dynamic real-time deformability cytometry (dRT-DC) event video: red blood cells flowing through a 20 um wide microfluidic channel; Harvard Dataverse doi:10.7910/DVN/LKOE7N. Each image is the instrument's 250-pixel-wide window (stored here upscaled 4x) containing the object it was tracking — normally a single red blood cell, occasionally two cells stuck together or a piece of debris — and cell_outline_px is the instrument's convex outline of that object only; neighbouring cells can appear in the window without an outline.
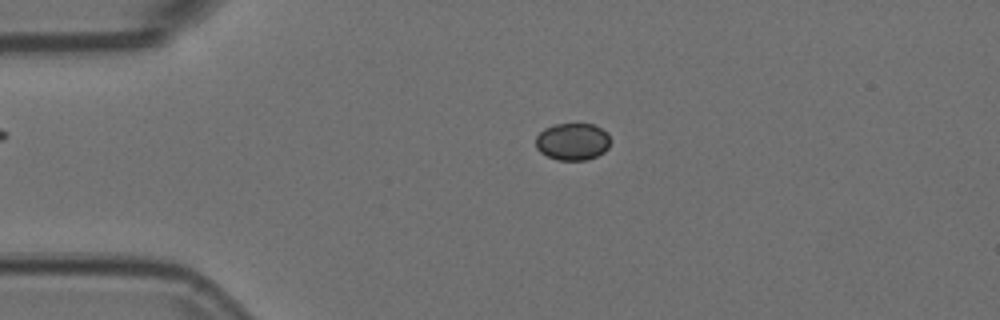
{"species": "Egyptian fruit bat (a non-hibernating species)", "species_latin": "Rousettus aegyptiacus", "temperature_condition": "room temperature", "stored_images_in_passage": 55, "camera_frame_rate_fps": 3000, "um_per_image_px": 0.085, "animal": {"sex": "female"}, "frame": {"image": 1, "passage_image": 12, "time_ms": 3.667, "image_size_px": [1000, 320], "cell_outline_px": [[608, 148], [604, 152], [588, 160], [556, 160], [540, 152], [536, 148], [536, 136], [544, 128], [552, 124], [592, 124], [608, 132]], "centroid_in_image_um": [48.64, 12.04], "position_along_channel_um": 36.4, "area_um2": 16.18}}
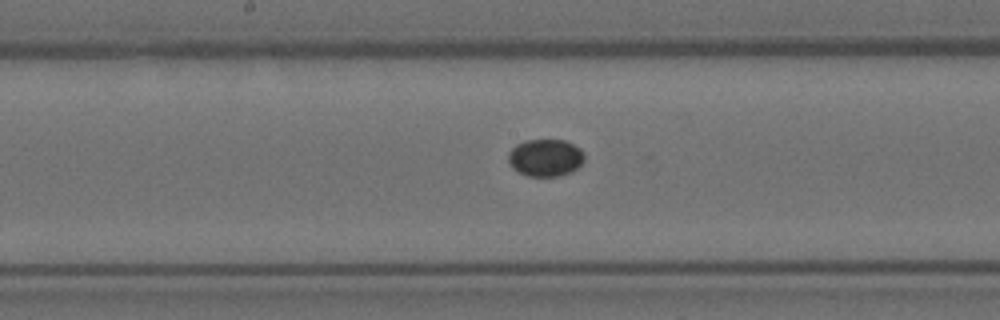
{"frame": {"image": 2, "passage_image": 28, "time_ms": 9.0, "image_size_px": [1000, 320], "cell_outline_px": [[584, 160], [572, 172], [560, 176], [528, 176], [512, 168], [508, 160], [508, 152], [516, 144], [524, 140], [564, 140], [580, 148], [584, 152]], "centroid_in_image_um": [46.35, 13.4], "position_along_channel_um": 201.8, "area_um2": 16.59}}
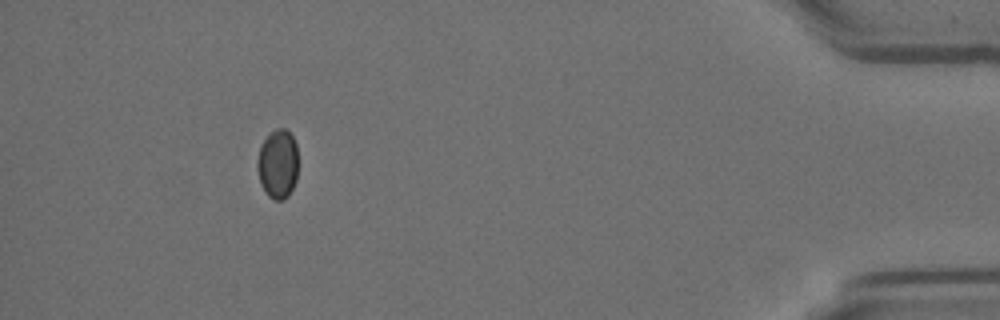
{"frame": {"image": 3, "passage_image": 50, "time_ms": 16.333, "image_size_px": [1000, 320], "cell_outline_px": [[296, 180], [288, 196], [284, 200], [272, 200], [264, 192], [260, 184], [256, 168], [256, 164], [260, 144], [276, 128], [284, 128], [292, 136], [296, 144]], "centroid_in_image_um": [23.57, 13.97], "position_along_channel_um": 411.6, "area_um2": 16.53}}